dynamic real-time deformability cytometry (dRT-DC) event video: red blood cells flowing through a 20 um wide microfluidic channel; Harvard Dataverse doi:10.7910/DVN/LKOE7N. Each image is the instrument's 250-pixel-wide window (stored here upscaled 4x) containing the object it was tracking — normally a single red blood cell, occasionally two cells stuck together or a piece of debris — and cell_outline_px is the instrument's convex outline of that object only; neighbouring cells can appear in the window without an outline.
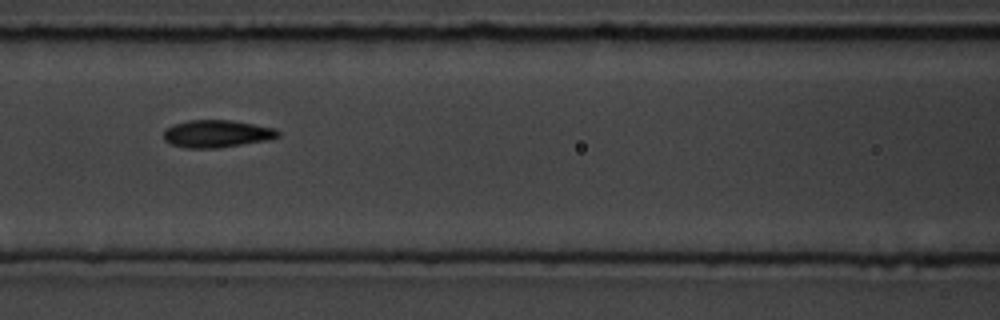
{"species": "common noctule bat (a hibernating species)", "species_latin": "Nyctalus noctula", "temperature_condition": "room temperature", "stored_images_in_passage": 11, "camera_frame_rate_fps": 3000, "um_per_image_px": 0.085, "animal": {"sex": "male", "body_mass_g": 19.5, "forearm_length_mm": 54.6}, "frame": {"image": 1, "passage_image": 4, "time_ms": 3.333, "image_size_px": [1000, 320], "cell_outline_px": [[280, 136], [268, 140], [216, 148], [184, 148], [168, 144], [164, 140], [164, 128], [172, 124], [188, 120], [228, 120], [276, 128], [280, 132]], "centroid_in_image_um": [18.38, 11.37], "position_along_channel_um": 148.2, "area_um2": 18.44}}
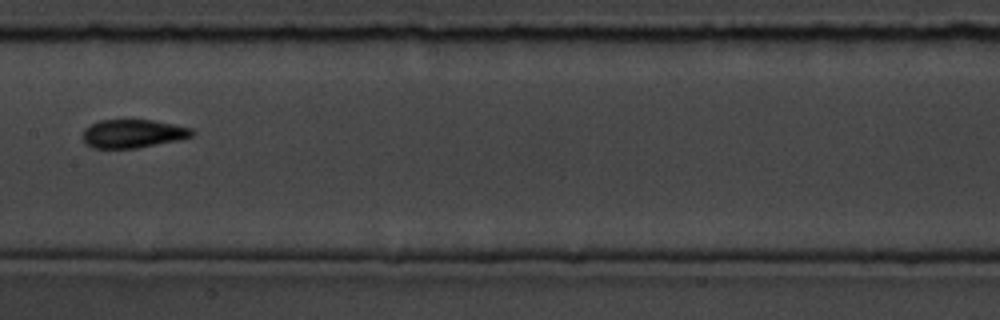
{"frame": {"image": 2, "passage_image": 5, "time_ms": 4.667, "image_size_px": [1000, 320], "cell_outline_px": [[196, 132], [192, 136], [180, 140], [136, 148], [92, 148], [80, 136], [84, 128], [100, 120], [152, 120], [192, 128]], "centroid_in_image_um": [11.3, 11.36], "position_along_channel_um": 196.1, "area_um2": 18.15}}
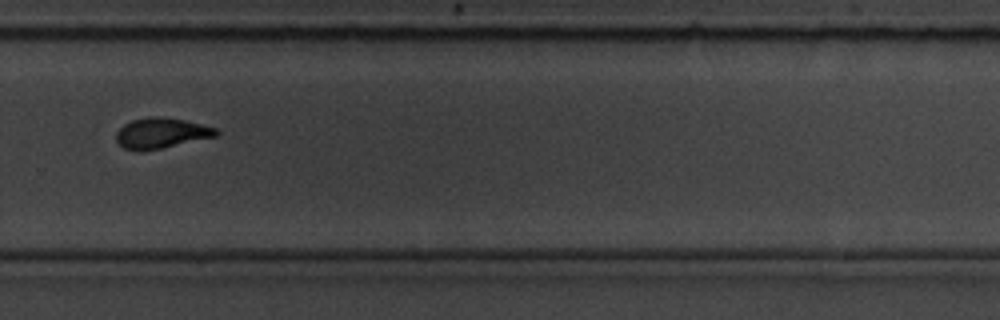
{"frame": {"image": 3, "passage_image": 8, "time_ms": 8.0, "image_size_px": [1000, 320], "cell_outline_px": [[220, 132], [216, 136], [160, 148], [124, 148], [116, 140], [116, 132], [124, 124], [132, 120], [148, 116], [156, 116], [184, 120], [216, 128]], "centroid_in_image_um": [13.72, 11.27], "position_along_channel_um": 316.1, "area_um2": 17.05}}